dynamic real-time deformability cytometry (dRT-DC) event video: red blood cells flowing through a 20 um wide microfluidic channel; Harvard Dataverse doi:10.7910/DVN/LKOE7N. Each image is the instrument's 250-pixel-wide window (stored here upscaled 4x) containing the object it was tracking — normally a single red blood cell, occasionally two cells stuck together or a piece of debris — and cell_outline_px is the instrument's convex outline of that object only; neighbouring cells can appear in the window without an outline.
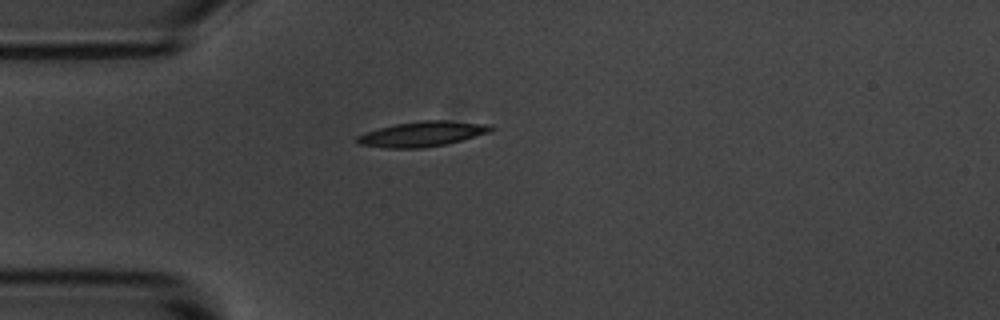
{"species": "common noctule bat (a hibernating species)", "species_latin": "Nyctalus noctula", "temperature_condition": "room temperature", "stored_images_in_passage": 1, "camera_frame_rate_fps": 3000, "um_per_image_px": 0.085, "animal": {"sex": "male", "body_mass_g": 20.1, "forearm_length_mm": 53.5}, "frame": {"image": 1, "passage_image": 1, "time_ms": 0.0, "image_size_px": [1000, 320], "cell_outline_px": [[496, 128], [492, 132], [448, 144], [424, 148], [388, 148], [356, 144], [356, 136], [380, 128], [396, 124], [424, 120], [444, 120], [488, 124]], "centroid_in_image_um": [35.95, 11.4], "position_along_channel_um": 49.1, "area_um2": 19.65}}